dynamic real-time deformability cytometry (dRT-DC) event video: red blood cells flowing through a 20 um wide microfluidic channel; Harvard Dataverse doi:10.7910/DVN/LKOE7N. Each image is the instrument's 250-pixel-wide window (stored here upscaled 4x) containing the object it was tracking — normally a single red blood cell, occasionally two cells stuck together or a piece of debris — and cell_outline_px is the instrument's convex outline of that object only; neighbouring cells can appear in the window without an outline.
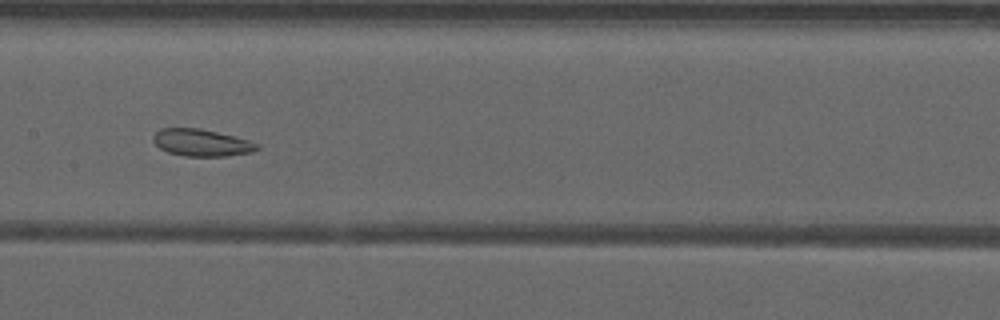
{"species": "common noctule bat (a hibernating species)", "species_latin": "Nyctalus noctula", "temperature_condition": "warm", "stored_images_in_passage": 53, "camera_frame_rate_fps": 3000, "um_per_image_px": 0.085, "animal": {"sex": "male", "forearm_length_mm": 52.5}, "frame": {"image": 1, "passage_image": 27, "time_ms": 8.667, "image_size_px": [1000, 320], "cell_outline_px": [[260, 148], [252, 152], [224, 156], [184, 156], [168, 152], [160, 148], [152, 140], [152, 136], [160, 128], [200, 128], [248, 140], [260, 144]], "centroid_in_image_um": [17.11, 12.13], "position_along_channel_um": 190.3, "area_um2": 16.3}}
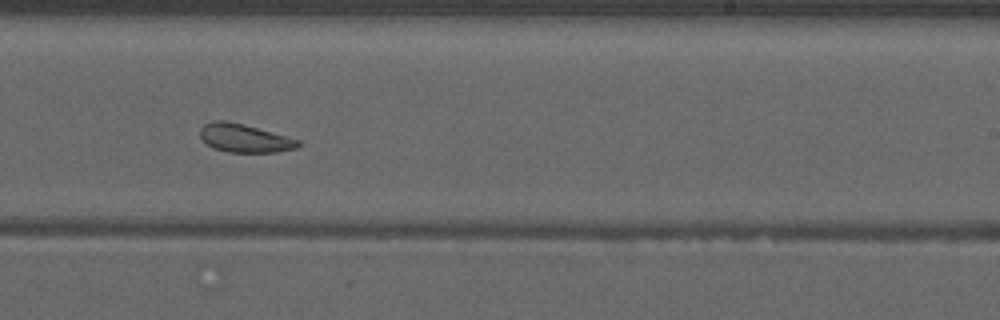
{"frame": {"image": 2, "passage_image": 33, "time_ms": 10.667, "image_size_px": [1000, 320], "cell_outline_px": [[300, 144], [296, 148], [276, 152], [228, 152], [216, 148], [208, 144], [200, 136], [200, 128], [204, 124], [212, 120], [224, 120], [244, 124], [300, 140]], "centroid_in_image_um": [20.78, 11.73], "position_along_channel_um": 268.2, "area_um2": 16.01}}
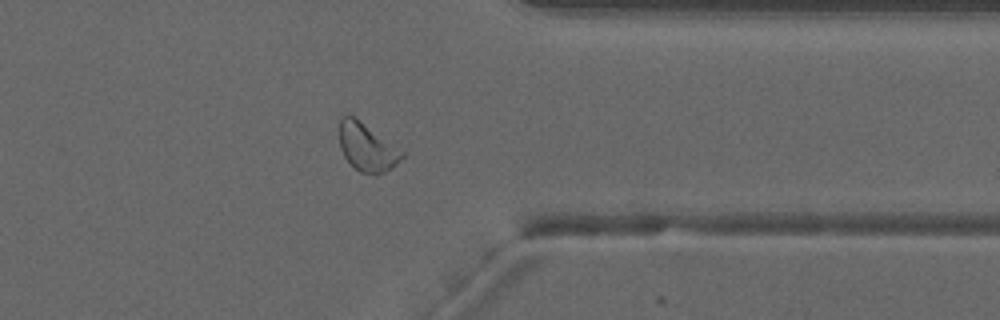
{"frame": {"image": 3, "passage_image": 42, "time_ms": 13.667, "image_size_px": [1000, 320], "cell_outline_px": [[404, 156], [392, 168], [376, 176], [360, 172], [344, 156], [340, 148], [340, 116], [344, 112], [356, 116], [404, 152]], "centroid_in_image_um": [31.18, 12.48], "position_along_channel_um": 380.2, "area_um2": 17.74}, "authors_computed_cell_mechanics": {"area_um2": 20.1144, "velocity_mm_per_s": 3.9213, "shape_relaxation_time_tau1_ms": null, "shape_relaxation_time_tau2_ms": 4.5541, "deformation_change_tau1": null, "deformation_change_tau2": 0.1054}}